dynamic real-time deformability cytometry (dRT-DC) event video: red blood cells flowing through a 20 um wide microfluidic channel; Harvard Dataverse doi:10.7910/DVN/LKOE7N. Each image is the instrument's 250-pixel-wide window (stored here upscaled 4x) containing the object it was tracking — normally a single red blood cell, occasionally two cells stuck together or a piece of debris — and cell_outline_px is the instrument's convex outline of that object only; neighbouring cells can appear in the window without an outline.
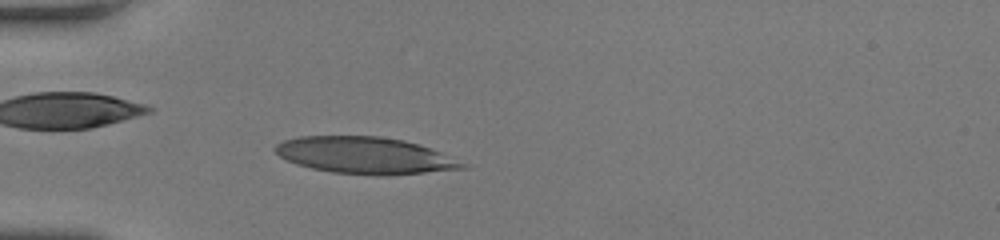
{"species": "human", "species_latin": "Homo sapiens", "temperature_condition": "room temperature", "stored_images_in_passage": 49, "camera_frame_rate_fps": 3000, "um_per_image_px": 0.085, "donor": {"sex": "female"}, "frame": {"image": 1, "passage_image": 15, "time_ms": 4.667, "image_size_px": [1000, 240], "cell_outline_px": [[468, 168], [384, 176], [380, 176], [332, 172], [312, 168], [296, 164], [280, 156], [272, 148], [276, 144], [284, 140], [300, 136], [380, 136], [404, 140], [420, 144], [432, 148], [468, 164]], "centroid_in_image_um": [31.05, 13.21], "position_along_channel_um": 54.0, "area_um2": 40.29}}
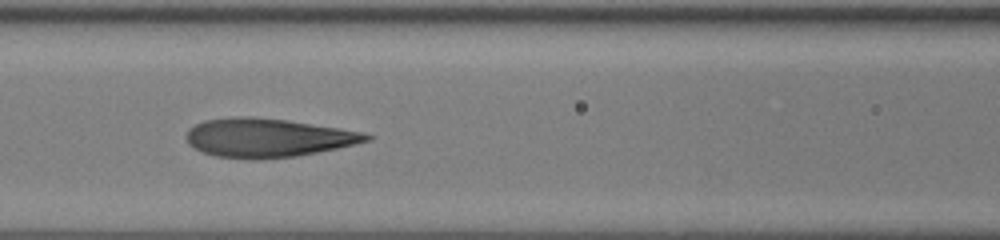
{"frame": {"image": 2, "passage_image": 23, "time_ms": 7.333, "image_size_px": [1000, 240], "cell_outline_px": [[372, 140], [336, 148], [296, 156], [260, 160], [256, 160], [216, 156], [204, 152], [188, 144], [184, 136], [188, 128], [204, 120], [240, 116], [252, 116], [284, 120], [340, 128], [364, 132], [372, 136]], "centroid_in_image_um": [22.72, 11.71], "position_along_channel_um": 143.9, "area_um2": 40.63}}
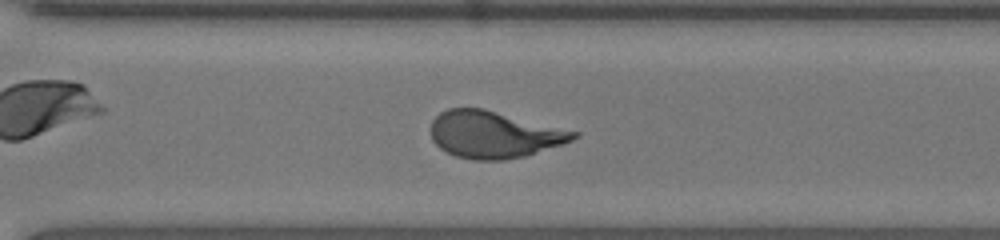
{"frame": {"image": 3, "passage_image": 37, "time_ms": 12.0, "image_size_px": [1000, 240], "cell_outline_px": [[580, 136], [572, 140], [524, 156], [504, 160], [472, 160], [456, 156], [440, 148], [432, 140], [432, 120], [440, 112], [448, 108], [484, 108], [580, 132]], "centroid_in_image_um": [41.99, 11.42], "position_along_channel_um": 328.6, "area_um2": 38.9}, "authors_computed_cell_mechanics": {"area_um2": 40.0554, "velocity_mm_per_s": 3.9672, "shape_relaxation_time_tau1_ms": 6.6759, "shape_relaxation_time_tau2_ms": 0.9854, "deformation_change_tau1": 0.2759, "deformation_change_tau2": 0.0957}}